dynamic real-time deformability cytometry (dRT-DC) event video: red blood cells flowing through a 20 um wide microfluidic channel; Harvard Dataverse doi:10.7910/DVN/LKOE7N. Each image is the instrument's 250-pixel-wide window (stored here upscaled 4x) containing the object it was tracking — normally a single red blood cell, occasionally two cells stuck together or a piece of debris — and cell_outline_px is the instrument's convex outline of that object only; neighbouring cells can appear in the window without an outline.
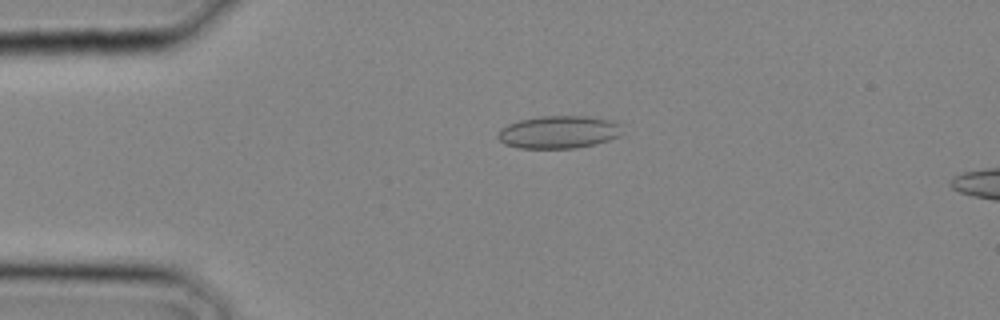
{"species": "common noctule bat (a hibernating species)", "species_latin": "Nyctalus noctula", "temperature_condition": "cold", "stored_images_in_passage": 4, "camera_frame_rate_fps": 3000, "um_per_image_px": 0.085, "animal": {"sex": "male", "body_mass_g": 20.4}, "frame": {"image": 1, "passage_image": 1, "time_ms": 0.0, "image_size_px": [1000, 320], "cell_outline_px": [[620, 136], [596, 144], [576, 148], [520, 148], [504, 144], [496, 136], [500, 128], [508, 124], [520, 120], [540, 116], [588, 116], [608, 120], [616, 124]], "centroid_in_image_um": [47.4, 11.23], "position_along_channel_um": 37.6, "area_um2": 23.41}}